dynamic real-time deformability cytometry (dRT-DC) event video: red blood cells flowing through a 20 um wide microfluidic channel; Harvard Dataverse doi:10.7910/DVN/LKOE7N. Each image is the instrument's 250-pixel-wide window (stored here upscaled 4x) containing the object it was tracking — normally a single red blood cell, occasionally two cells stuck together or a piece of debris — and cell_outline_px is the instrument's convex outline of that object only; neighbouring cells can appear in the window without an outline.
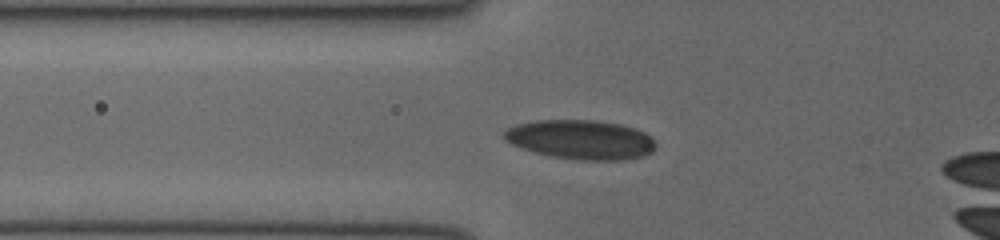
{"species": "human", "species_latin": "Homo sapiens", "temperature_condition": "cold", "stored_images_in_passage": 34, "camera_frame_rate_fps": 3000, "um_per_image_px": 0.085, "donor": {"sex": "female"}, "frame": {"image": 1, "passage_image": 7, "time_ms": 2.0, "image_size_px": [1000, 240], "cell_outline_px": [[656, 144], [652, 152], [644, 156], [624, 160], [580, 160], [548, 156], [532, 152], [512, 144], [504, 140], [504, 132], [508, 128], [516, 124], [536, 120], [592, 120], [620, 124], [636, 128], [652, 136]], "centroid_in_image_um": [49.38, 11.87], "position_along_channel_um": 76.4, "area_um2": 35.03}}
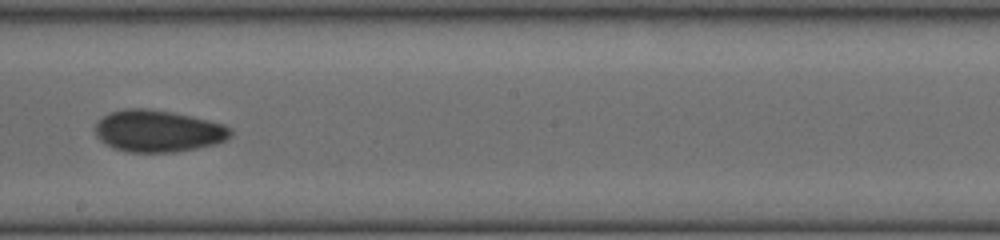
{"frame": {"image": 2, "passage_image": 18, "time_ms": 5.667, "image_size_px": [1000, 240], "cell_outline_px": [[232, 132], [224, 140], [216, 144], [176, 152], [128, 152], [112, 148], [104, 144], [96, 136], [92, 128], [96, 120], [112, 112], [124, 108], [144, 108], [172, 112], [224, 124]], "centroid_in_image_um": [13.34, 11.14], "position_along_channel_um": 234.9, "area_um2": 33.12}}
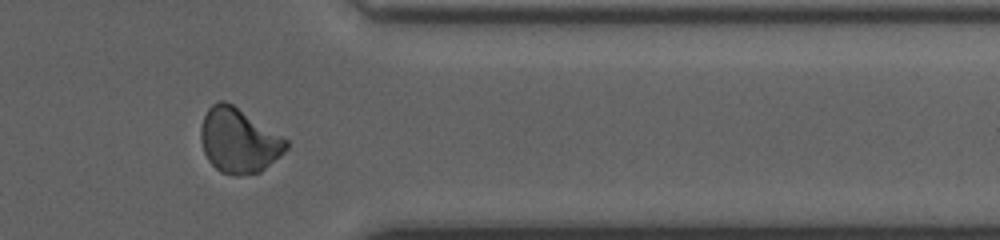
{"frame": {"image": 3, "passage_image": 29, "time_ms": 9.333, "image_size_px": [1000, 240], "cell_outline_px": [[288, 148], [280, 156], [260, 172], [240, 176], [236, 176], [220, 172], [208, 160], [204, 152], [200, 140], [200, 128], [204, 116], [208, 108], [212, 104], [220, 100], [224, 100], [232, 104], [288, 140]], "centroid_in_image_um": [20.27, 11.96], "position_along_channel_um": 391.1, "area_um2": 32.08}}